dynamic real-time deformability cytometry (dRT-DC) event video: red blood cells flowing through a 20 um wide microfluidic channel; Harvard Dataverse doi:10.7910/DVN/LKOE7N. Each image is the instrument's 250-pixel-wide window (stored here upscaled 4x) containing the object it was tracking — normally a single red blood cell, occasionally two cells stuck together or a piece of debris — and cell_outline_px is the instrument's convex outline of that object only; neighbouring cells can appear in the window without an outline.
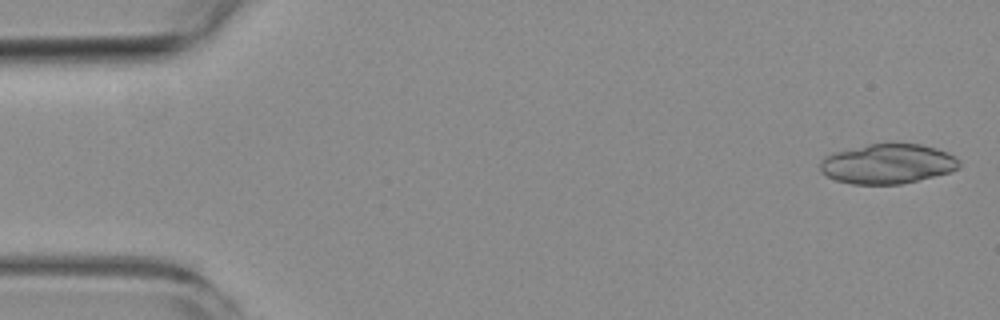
{"species": "common noctule bat (a hibernating species)", "species_latin": "Nyctalus noctula", "temperature_condition": "room temperature", "stored_images_in_passage": 6, "camera_frame_rate_fps": 3000, "um_per_image_px": 0.085, "animal": {"sex": "female", "body_mass_g": 19.3, "forearm_length_mm": 54.1}, "frame": {"image": 1, "passage_image": 1, "time_ms": 0.0, "image_size_px": [1000, 320], "cell_outline_px": [[960, 168], [948, 172], [900, 184], [852, 184], [836, 180], [820, 172], [820, 160], [824, 156], [836, 152], [868, 144], [920, 144], [936, 148], [948, 152], [956, 156], [960, 160]], "centroid_in_image_um": [75.45, 13.92], "position_along_channel_um": 9.6, "area_um2": 32.08}}